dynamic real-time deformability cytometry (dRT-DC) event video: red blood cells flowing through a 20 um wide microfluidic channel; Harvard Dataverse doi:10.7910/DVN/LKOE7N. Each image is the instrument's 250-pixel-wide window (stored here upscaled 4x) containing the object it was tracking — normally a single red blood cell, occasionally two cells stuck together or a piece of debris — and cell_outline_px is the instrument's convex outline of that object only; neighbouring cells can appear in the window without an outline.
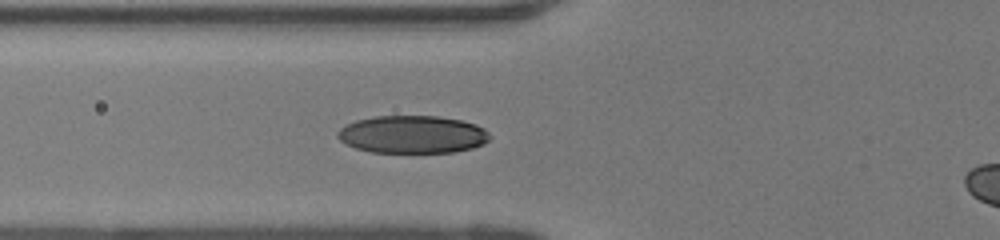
{"species": "human", "species_latin": "Homo sapiens", "temperature_condition": "room temperature", "stored_images_in_passage": 31, "camera_frame_rate_fps": 3000, "um_per_image_px": 0.085, "donor": {"sex": "female"}, "frame": {"image": 1, "passage_image": 2, "time_ms": 0.333, "image_size_px": [1000, 240], "cell_outline_px": [[492, 136], [484, 144], [472, 148], [452, 152], [372, 152], [356, 148], [340, 140], [336, 136], [336, 132], [340, 128], [356, 120], [376, 116], [440, 116], [460, 120], [476, 124], [484, 128]], "centroid_in_image_um": [35.08, 11.42], "position_along_channel_um": 90.7, "area_um2": 33.41}}
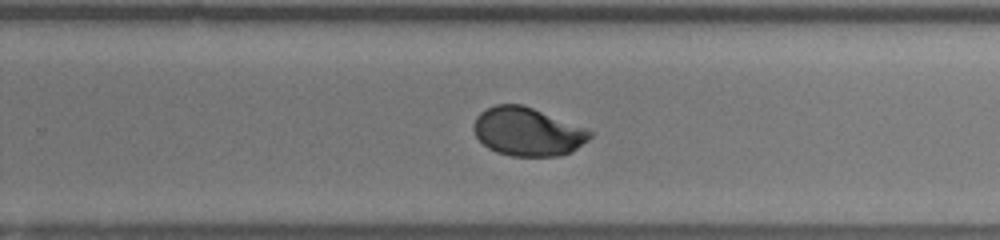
{"frame": {"image": 2, "passage_image": 16, "time_ms": 5.0, "image_size_px": [1000, 240], "cell_outline_px": [[592, 136], [588, 140], [572, 152], [560, 156], [512, 156], [496, 152], [488, 148], [476, 136], [472, 128], [472, 124], [476, 116], [480, 112], [496, 104], [520, 104], [532, 108], [584, 128], [592, 132]], "centroid_in_image_um": [44.8, 11.21], "position_along_channel_um": 285.0, "area_um2": 32.6}}
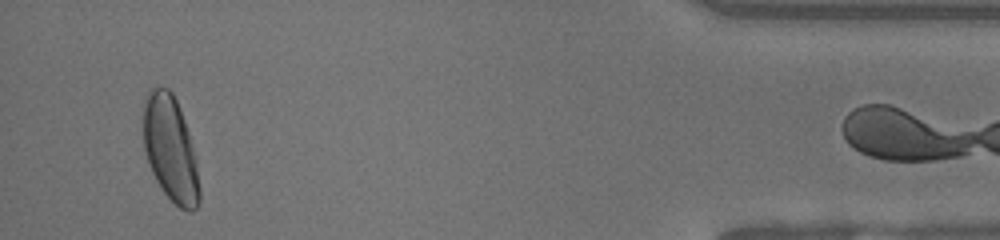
{"frame": {"image": 3, "passage_image": 30, "time_ms": 9.667, "image_size_px": [1000, 240], "cell_outline_px": [[200, 200], [196, 208], [192, 212], [188, 212], [180, 208], [160, 188], [148, 164], [144, 152], [144, 104], [148, 88], [168, 88], [172, 92], [180, 108], [188, 132], [196, 160], [200, 188]], "centroid_in_image_um": [14.49, 12.68], "position_along_channel_um": 420.7, "area_um2": 34.39}}